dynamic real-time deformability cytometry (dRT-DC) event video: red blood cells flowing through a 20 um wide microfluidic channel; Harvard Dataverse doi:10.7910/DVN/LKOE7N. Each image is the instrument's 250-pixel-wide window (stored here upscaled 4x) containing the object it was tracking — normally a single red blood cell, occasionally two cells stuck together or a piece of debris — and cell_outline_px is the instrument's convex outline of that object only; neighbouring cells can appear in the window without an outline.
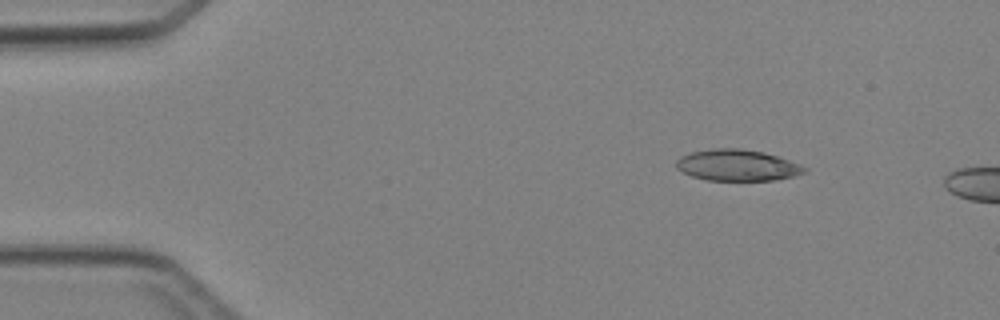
{"species": "Egyptian fruit bat (a non-hibernating species)", "species_latin": "Rousettus aegyptiacus", "temperature_condition": "cold", "stored_images_in_passage": 2, "camera_frame_rate_fps": 3000, "um_per_image_px": 0.085, "animal": {"sex": "female"}, "frame": {"image": 1, "passage_image": 1, "time_ms": 0.0, "image_size_px": [1000, 320], "cell_outline_px": [[808, 172], [796, 176], [776, 180], [708, 180], [692, 176], [676, 168], [676, 160], [680, 156], [688, 152], [712, 148], [740, 148], [764, 152], [780, 156], [800, 164], [808, 168]], "centroid_in_image_um": [62.71, 14.03], "position_along_channel_um": 22.3, "area_um2": 23.76}}